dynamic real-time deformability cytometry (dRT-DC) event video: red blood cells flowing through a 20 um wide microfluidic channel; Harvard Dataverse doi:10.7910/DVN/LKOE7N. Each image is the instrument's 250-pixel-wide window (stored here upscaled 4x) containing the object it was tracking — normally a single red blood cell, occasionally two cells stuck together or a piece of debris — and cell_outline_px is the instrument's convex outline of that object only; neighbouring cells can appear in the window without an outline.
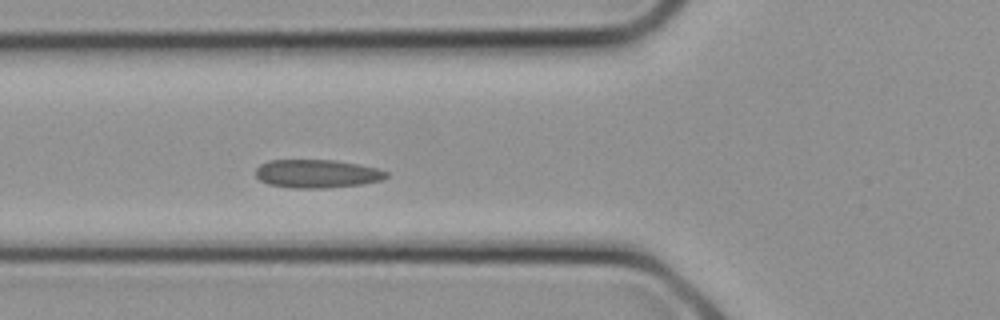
{"species": "common noctule bat (a hibernating species)", "species_latin": "Nyctalus noctula", "temperature_condition": "cold", "stored_images_in_passage": 9, "camera_frame_rate_fps": 3000, "um_per_image_px": 0.085, "animal": {"sex": "female", "body_mass_g": 21.9}, "frame": {"image": 1, "passage_image": 9, "time_ms": 2.667, "image_size_px": [1000, 320], "cell_outline_px": [[388, 176], [380, 180], [360, 184], [324, 188], [292, 188], [268, 184], [260, 180], [256, 176], [256, 168], [260, 164], [268, 160], [336, 160], [376, 168], [388, 172]], "centroid_in_image_um": [26.9, 14.76], "position_along_channel_um": 98.9, "area_um2": 21.44}}